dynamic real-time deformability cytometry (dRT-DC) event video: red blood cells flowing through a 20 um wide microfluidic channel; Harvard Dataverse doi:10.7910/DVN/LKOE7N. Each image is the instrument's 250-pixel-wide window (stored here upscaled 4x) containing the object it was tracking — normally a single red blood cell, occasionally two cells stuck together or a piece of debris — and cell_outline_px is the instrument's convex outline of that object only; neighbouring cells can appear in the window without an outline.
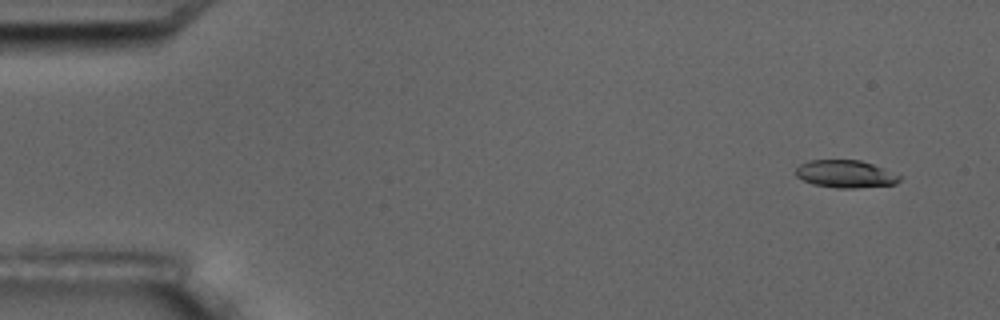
{"species": "common noctule bat (a hibernating species)", "species_latin": "Nyctalus noctula", "temperature_condition": "room temperature", "stored_images_in_passage": 4, "camera_frame_rate_fps": 3000, "um_per_image_px": 0.085, "animal": {"sex": "male", "body_mass_g": 17.5, "forearm_length_mm": 52.3}, "frame": {"image": 1, "passage_image": 1, "time_ms": 0.0, "image_size_px": [1000, 320], "cell_outline_px": [[900, 180], [896, 184], [856, 188], [836, 188], [812, 184], [796, 176], [796, 168], [800, 164], [808, 160], [860, 160], [884, 168], [900, 176]], "centroid_in_image_um": [71.85, 14.79], "position_along_channel_um": 13.1, "area_um2": 16.65}}
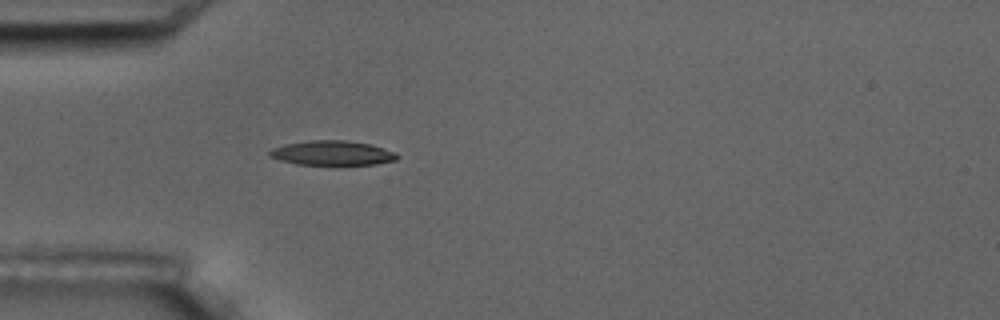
{"frame": {"image": 2, "passage_image": 4, "time_ms": 4.333, "image_size_px": [1000, 320], "cell_outline_px": [[400, 156], [396, 160], [376, 164], [296, 164], [280, 160], [268, 156], [268, 152], [272, 148], [284, 144], [312, 140], [344, 140], [368, 144], [396, 152]], "centroid_in_image_um": [28.22, 13.0], "position_along_channel_um": 56.8, "area_um2": 18.09}}